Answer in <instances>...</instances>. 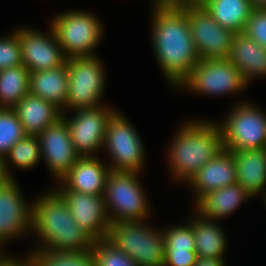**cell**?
Wrapping results in <instances>:
<instances>
[{"label": "cell", "instance_id": "36", "mask_svg": "<svg viewBox=\"0 0 266 266\" xmlns=\"http://www.w3.org/2000/svg\"><path fill=\"white\" fill-rule=\"evenodd\" d=\"M21 261V262H20ZM0 266H27V259L17 260L6 256V258L0 263Z\"/></svg>", "mask_w": 266, "mask_h": 266}, {"label": "cell", "instance_id": "26", "mask_svg": "<svg viewBox=\"0 0 266 266\" xmlns=\"http://www.w3.org/2000/svg\"><path fill=\"white\" fill-rule=\"evenodd\" d=\"M30 92V71L24 64L0 71V108L13 109Z\"/></svg>", "mask_w": 266, "mask_h": 266}, {"label": "cell", "instance_id": "37", "mask_svg": "<svg viewBox=\"0 0 266 266\" xmlns=\"http://www.w3.org/2000/svg\"><path fill=\"white\" fill-rule=\"evenodd\" d=\"M253 8H266V0H249Z\"/></svg>", "mask_w": 266, "mask_h": 266}, {"label": "cell", "instance_id": "25", "mask_svg": "<svg viewBox=\"0 0 266 266\" xmlns=\"http://www.w3.org/2000/svg\"><path fill=\"white\" fill-rule=\"evenodd\" d=\"M190 224L195 239V251L198 257L223 259L225 251L226 238L222 228L213 220L204 218L197 214Z\"/></svg>", "mask_w": 266, "mask_h": 266}, {"label": "cell", "instance_id": "11", "mask_svg": "<svg viewBox=\"0 0 266 266\" xmlns=\"http://www.w3.org/2000/svg\"><path fill=\"white\" fill-rule=\"evenodd\" d=\"M191 37L200 59H229L235 32L221 27L201 4L188 1Z\"/></svg>", "mask_w": 266, "mask_h": 266}, {"label": "cell", "instance_id": "28", "mask_svg": "<svg viewBox=\"0 0 266 266\" xmlns=\"http://www.w3.org/2000/svg\"><path fill=\"white\" fill-rule=\"evenodd\" d=\"M26 135L22 123L15 111L0 108V164L8 179H13L7 169L6 155L10 149Z\"/></svg>", "mask_w": 266, "mask_h": 266}, {"label": "cell", "instance_id": "21", "mask_svg": "<svg viewBox=\"0 0 266 266\" xmlns=\"http://www.w3.org/2000/svg\"><path fill=\"white\" fill-rule=\"evenodd\" d=\"M231 152L236 166L237 183L251 196L262 192L266 186V148Z\"/></svg>", "mask_w": 266, "mask_h": 266}, {"label": "cell", "instance_id": "1", "mask_svg": "<svg viewBox=\"0 0 266 266\" xmlns=\"http://www.w3.org/2000/svg\"><path fill=\"white\" fill-rule=\"evenodd\" d=\"M153 46L168 82L179 85L200 61L191 37L188 0L154 5Z\"/></svg>", "mask_w": 266, "mask_h": 266}, {"label": "cell", "instance_id": "17", "mask_svg": "<svg viewBox=\"0 0 266 266\" xmlns=\"http://www.w3.org/2000/svg\"><path fill=\"white\" fill-rule=\"evenodd\" d=\"M189 183L195 188L196 201L209 191L237 183L233 153L224 148L220 150L194 174Z\"/></svg>", "mask_w": 266, "mask_h": 266}, {"label": "cell", "instance_id": "14", "mask_svg": "<svg viewBox=\"0 0 266 266\" xmlns=\"http://www.w3.org/2000/svg\"><path fill=\"white\" fill-rule=\"evenodd\" d=\"M41 155L58 181L80 158L73 146L66 120L62 117L38 135Z\"/></svg>", "mask_w": 266, "mask_h": 266}, {"label": "cell", "instance_id": "15", "mask_svg": "<svg viewBox=\"0 0 266 266\" xmlns=\"http://www.w3.org/2000/svg\"><path fill=\"white\" fill-rule=\"evenodd\" d=\"M66 201L75 224L95 240L106 239L110 227L103 195H92L73 190L57 191Z\"/></svg>", "mask_w": 266, "mask_h": 266}, {"label": "cell", "instance_id": "20", "mask_svg": "<svg viewBox=\"0 0 266 266\" xmlns=\"http://www.w3.org/2000/svg\"><path fill=\"white\" fill-rule=\"evenodd\" d=\"M229 60L240 70L247 84L254 76L266 75V48L243 32L233 37Z\"/></svg>", "mask_w": 266, "mask_h": 266}, {"label": "cell", "instance_id": "12", "mask_svg": "<svg viewBox=\"0 0 266 266\" xmlns=\"http://www.w3.org/2000/svg\"><path fill=\"white\" fill-rule=\"evenodd\" d=\"M72 118L62 117L66 120L71 140L80 157H94L92 152H97L104 146L108 121L115 110L108 107L85 109L75 111Z\"/></svg>", "mask_w": 266, "mask_h": 266}, {"label": "cell", "instance_id": "9", "mask_svg": "<svg viewBox=\"0 0 266 266\" xmlns=\"http://www.w3.org/2000/svg\"><path fill=\"white\" fill-rule=\"evenodd\" d=\"M118 111L110 117L104 146L107 147L112 163L110 170L124 172H139L144 166L145 153L140 136Z\"/></svg>", "mask_w": 266, "mask_h": 266}, {"label": "cell", "instance_id": "35", "mask_svg": "<svg viewBox=\"0 0 266 266\" xmlns=\"http://www.w3.org/2000/svg\"><path fill=\"white\" fill-rule=\"evenodd\" d=\"M224 259H211L198 257L196 263L193 266H226Z\"/></svg>", "mask_w": 266, "mask_h": 266}, {"label": "cell", "instance_id": "3", "mask_svg": "<svg viewBox=\"0 0 266 266\" xmlns=\"http://www.w3.org/2000/svg\"><path fill=\"white\" fill-rule=\"evenodd\" d=\"M222 149V134L219 124L189 121L178 131L170 146V170L177 180L189 181Z\"/></svg>", "mask_w": 266, "mask_h": 266}, {"label": "cell", "instance_id": "24", "mask_svg": "<svg viewBox=\"0 0 266 266\" xmlns=\"http://www.w3.org/2000/svg\"><path fill=\"white\" fill-rule=\"evenodd\" d=\"M201 5L221 26L242 33L253 7L249 0H205Z\"/></svg>", "mask_w": 266, "mask_h": 266}, {"label": "cell", "instance_id": "6", "mask_svg": "<svg viewBox=\"0 0 266 266\" xmlns=\"http://www.w3.org/2000/svg\"><path fill=\"white\" fill-rule=\"evenodd\" d=\"M102 24L95 16L83 11H68L56 16L51 27L55 31L65 57H91L93 48L102 38Z\"/></svg>", "mask_w": 266, "mask_h": 266}, {"label": "cell", "instance_id": "31", "mask_svg": "<svg viewBox=\"0 0 266 266\" xmlns=\"http://www.w3.org/2000/svg\"><path fill=\"white\" fill-rule=\"evenodd\" d=\"M164 232L165 250H195L192 225L174 226Z\"/></svg>", "mask_w": 266, "mask_h": 266}, {"label": "cell", "instance_id": "34", "mask_svg": "<svg viewBox=\"0 0 266 266\" xmlns=\"http://www.w3.org/2000/svg\"><path fill=\"white\" fill-rule=\"evenodd\" d=\"M197 258L195 250H165L164 266H193Z\"/></svg>", "mask_w": 266, "mask_h": 266}, {"label": "cell", "instance_id": "22", "mask_svg": "<svg viewBox=\"0 0 266 266\" xmlns=\"http://www.w3.org/2000/svg\"><path fill=\"white\" fill-rule=\"evenodd\" d=\"M252 196L238 183L212 190L196 201V209L204 218L215 220L228 216Z\"/></svg>", "mask_w": 266, "mask_h": 266}, {"label": "cell", "instance_id": "40", "mask_svg": "<svg viewBox=\"0 0 266 266\" xmlns=\"http://www.w3.org/2000/svg\"><path fill=\"white\" fill-rule=\"evenodd\" d=\"M188 1L195 3V4H201L205 0H188Z\"/></svg>", "mask_w": 266, "mask_h": 266}, {"label": "cell", "instance_id": "30", "mask_svg": "<svg viewBox=\"0 0 266 266\" xmlns=\"http://www.w3.org/2000/svg\"><path fill=\"white\" fill-rule=\"evenodd\" d=\"M94 266H139L107 239L95 240L92 247Z\"/></svg>", "mask_w": 266, "mask_h": 266}, {"label": "cell", "instance_id": "10", "mask_svg": "<svg viewBox=\"0 0 266 266\" xmlns=\"http://www.w3.org/2000/svg\"><path fill=\"white\" fill-rule=\"evenodd\" d=\"M246 85L240 70L229 59H200L179 87L198 94L220 95L242 91Z\"/></svg>", "mask_w": 266, "mask_h": 266}, {"label": "cell", "instance_id": "41", "mask_svg": "<svg viewBox=\"0 0 266 266\" xmlns=\"http://www.w3.org/2000/svg\"><path fill=\"white\" fill-rule=\"evenodd\" d=\"M1 250V248H0ZM6 258V256L4 257L3 253L0 251V263Z\"/></svg>", "mask_w": 266, "mask_h": 266}, {"label": "cell", "instance_id": "39", "mask_svg": "<svg viewBox=\"0 0 266 266\" xmlns=\"http://www.w3.org/2000/svg\"><path fill=\"white\" fill-rule=\"evenodd\" d=\"M156 4H165V3H180L184 0H154Z\"/></svg>", "mask_w": 266, "mask_h": 266}, {"label": "cell", "instance_id": "7", "mask_svg": "<svg viewBox=\"0 0 266 266\" xmlns=\"http://www.w3.org/2000/svg\"><path fill=\"white\" fill-rule=\"evenodd\" d=\"M100 62L96 56L73 57L66 60L68 69L66 107L73 111L99 107L105 86L103 63Z\"/></svg>", "mask_w": 266, "mask_h": 266}, {"label": "cell", "instance_id": "13", "mask_svg": "<svg viewBox=\"0 0 266 266\" xmlns=\"http://www.w3.org/2000/svg\"><path fill=\"white\" fill-rule=\"evenodd\" d=\"M50 35L33 29L19 28L17 35L20 40L22 63L32 71L55 69L66 63L63 50L55 31L51 27Z\"/></svg>", "mask_w": 266, "mask_h": 266}, {"label": "cell", "instance_id": "23", "mask_svg": "<svg viewBox=\"0 0 266 266\" xmlns=\"http://www.w3.org/2000/svg\"><path fill=\"white\" fill-rule=\"evenodd\" d=\"M31 95L54 103L62 110L67 105L68 69L66 63L55 69L30 72Z\"/></svg>", "mask_w": 266, "mask_h": 266}, {"label": "cell", "instance_id": "32", "mask_svg": "<svg viewBox=\"0 0 266 266\" xmlns=\"http://www.w3.org/2000/svg\"><path fill=\"white\" fill-rule=\"evenodd\" d=\"M22 64L20 40L17 31H13L7 38H0V71Z\"/></svg>", "mask_w": 266, "mask_h": 266}, {"label": "cell", "instance_id": "38", "mask_svg": "<svg viewBox=\"0 0 266 266\" xmlns=\"http://www.w3.org/2000/svg\"><path fill=\"white\" fill-rule=\"evenodd\" d=\"M7 176L4 172V169L2 168L1 164H0V187L2 186V184L7 180Z\"/></svg>", "mask_w": 266, "mask_h": 266}, {"label": "cell", "instance_id": "8", "mask_svg": "<svg viewBox=\"0 0 266 266\" xmlns=\"http://www.w3.org/2000/svg\"><path fill=\"white\" fill-rule=\"evenodd\" d=\"M253 104L237 105L219 124L222 145L229 151L266 148V114Z\"/></svg>", "mask_w": 266, "mask_h": 266}, {"label": "cell", "instance_id": "33", "mask_svg": "<svg viewBox=\"0 0 266 266\" xmlns=\"http://www.w3.org/2000/svg\"><path fill=\"white\" fill-rule=\"evenodd\" d=\"M243 33L266 48V8H253Z\"/></svg>", "mask_w": 266, "mask_h": 266}, {"label": "cell", "instance_id": "5", "mask_svg": "<svg viewBox=\"0 0 266 266\" xmlns=\"http://www.w3.org/2000/svg\"><path fill=\"white\" fill-rule=\"evenodd\" d=\"M137 174V172L109 171L103 197L110 223L144 221L148 216L151 209L148 207L149 203L143 187L139 184Z\"/></svg>", "mask_w": 266, "mask_h": 266}, {"label": "cell", "instance_id": "19", "mask_svg": "<svg viewBox=\"0 0 266 266\" xmlns=\"http://www.w3.org/2000/svg\"><path fill=\"white\" fill-rule=\"evenodd\" d=\"M26 135L38 136L45 128L62 118V110L42 98L26 95L14 108Z\"/></svg>", "mask_w": 266, "mask_h": 266}, {"label": "cell", "instance_id": "27", "mask_svg": "<svg viewBox=\"0 0 266 266\" xmlns=\"http://www.w3.org/2000/svg\"><path fill=\"white\" fill-rule=\"evenodd\" d=\"M27 266H94L93 250L59 251L37 249L30 253Z\"/></svg>", "mask_w": 266, "mask_h": 266}, {"label": "cell", "instance_id": "4", "mask_svg": "<svg viewBox=\"0 0 266 266\" xmlns=\"http://www.w3.org/2000/svg\"><path fill=\"white\" fill-rule=\"evenodd\" d=\"M142 221L110 223L107 240L139 266H164V232Z\"/></svg>", "mask_w": 266, "mask_h": 266}, {"label": "cell", "instance_id": "16", "mask_svg": "<svg viewBox=\"0 0 266 266\" xmlns=\"http://www.w3.org/2000/svg\"><path fill=\"white\" fill-rule=\"evenodd\" d=\"M20 193L14 178L7 179L0 187V245L31 228L32 208L25 204Z\"/></svg>", "mask_w": 266, "mask_h": 266}, {"label": "cell", "instance_id": "29", "mask_svg": "<svg viewBox=\"0 0 266 266\" xmlns=\"http://www.w3.org/2000/svg\"><path fill=\"white\" fill-rule=\"evenodd\" d=\"M19 168H32L42 158L38 136L25 135L6 155Z\"/></svg>", "mask_w": 266, "mask_h": 266}, {"label": "cell", "instance_id": "2", "mask_svg": "<svg viewBox=\"0 0 266 266\" xmlns=\"http://www.w3.org/2000/svg\"><path fill=\"white\" fill-rule=\"evenodd\" d=\"M31 229L41 238V249L84 251L93 247L95 239L74 223L68 205L54 190L39 197L33 205Z\"/></svg>", "mask_w": 266, "mask_h": 266}, {"label": "cell", "instance_id": "18", "mask_svg": "<svg viewBox=\"0 0 266 266\" xmlns=\"http://www.w3.org/2000/svg\"><path fill=\"white\" fill-rule=\"evenodd\" d=\"M97 157H80L71 170L60 180L62 189L92 195H104L105 184L110 168Z\"/></svg>", "mask_w": 266, "mask_h": 266}]
</instances>
